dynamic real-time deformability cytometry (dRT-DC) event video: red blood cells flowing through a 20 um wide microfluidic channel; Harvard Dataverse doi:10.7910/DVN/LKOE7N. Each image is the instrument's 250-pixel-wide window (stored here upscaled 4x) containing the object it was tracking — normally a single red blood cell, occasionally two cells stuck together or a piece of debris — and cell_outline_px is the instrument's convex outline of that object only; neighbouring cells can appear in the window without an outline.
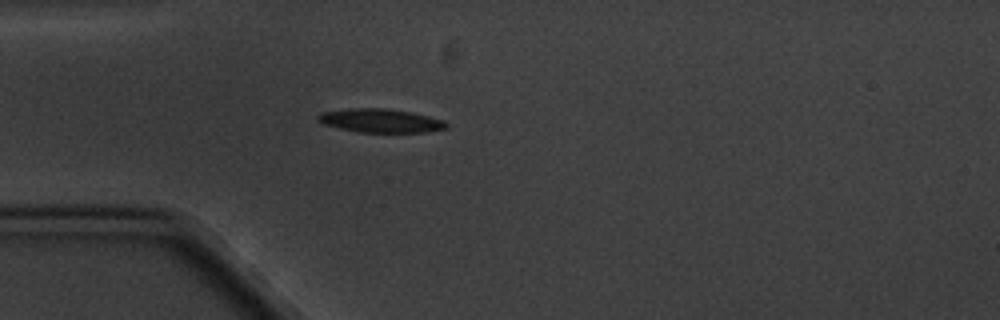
{"species": "common noctule bat (a hibernating species)", "species_latin": "Nyctalus noctula", "temperature_condition": "cold", "stored_images_in_passage": 5, "camera_frame_rate_fps": 3000, "um_per_image_px": 0.085, "animal": {"sex": "male", "body_mass_g": 20.1, "forearm_length_mm": 53.5}, "frame": {"image": 1, "passage_image": 4, "time_ms": 3.667, "image_size_px": [1000, 320], "cell_outline_px": [[448, 128], [428, 132], [360, 132], [340, 128], [324, 124], [316, 120], [316, 116], [320, 112], [348, 108], [388, 108], [412, 112], [444, 120], [448, 124]], "centroid_in_image_um": [32.34, 10.24], "position_along_channel_um": 52.7, "area_um2": 17.86}}